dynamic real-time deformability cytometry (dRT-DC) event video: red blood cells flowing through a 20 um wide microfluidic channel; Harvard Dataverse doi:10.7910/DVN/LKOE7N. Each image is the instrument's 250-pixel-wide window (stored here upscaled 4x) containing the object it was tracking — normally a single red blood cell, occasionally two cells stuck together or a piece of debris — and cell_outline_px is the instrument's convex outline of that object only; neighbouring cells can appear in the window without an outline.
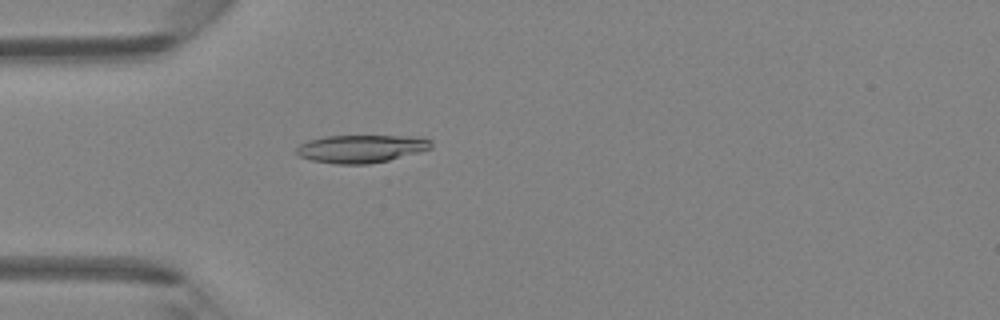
{"species": "Egyptian fruit bat (a non-hibernating species)", "species_latin": "Rousettus aegyptiacus", "temperature_condition": "room temperature", "stored_images_in_passage": 47, "camera_frame_rate_fps": 3000, "um_per_image_px": 0.085, "animal": {"sex": "female"}, "frame": {"image": 1, "passage_image": 14, "time_ms": 4.333, "image_size_px": [1000, 320], "cell_outline_px": [[432, 148], [420, 152], [388, 160], [368, 164], [336, 164], [312, 160], [300, 156], [296, 152], [296, 148], [300, 144], [308, 140], [324, 136], [412, 136], [432, 140]], "centroid_in_image_um": [30.7, 12.63], "position_along_channel_um": 54.3, "area_um2": 21.85}}
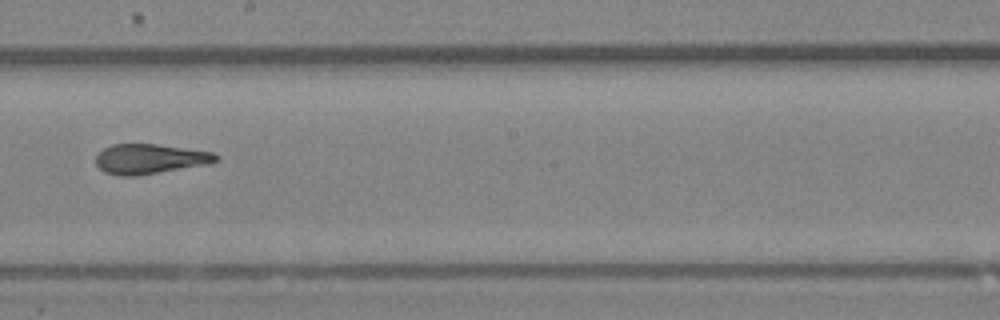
{"frame": {"image": 2, "passage_image": 27, "time_ms": 8.667, "image_size_px": [1000, 320], "cell_outline_px": [[220, 160], [208, 164], [136, 176], [120, 176], [104, 172], [96, 164], [96, 156], [104, 148], [112, 144], [156, 144], [212, 152], [220, 156]], "centroid_in_image_um": [12.74, 13.51], "position_along_channel_um": 235.5, "area_um2": 20.87}}
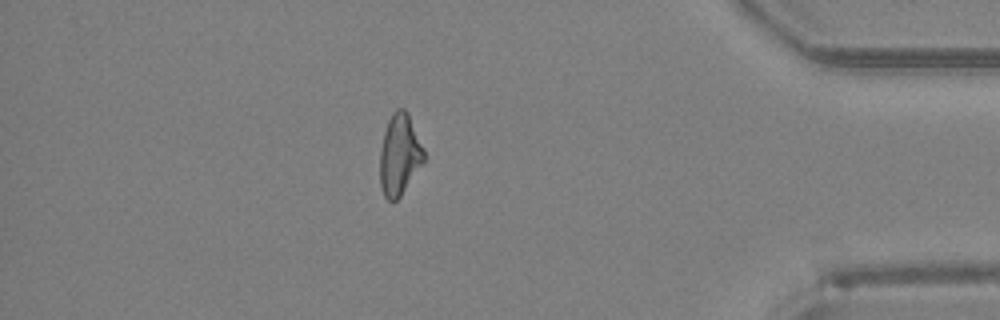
{"frame": {"image": 3, "passage_image": 41, "time_ms": 13.333, "image_size_px": [1000, 320], "cell_outline_px": [[424, 160], [400, 196], [396, 200], [388, 200], [384, 196], [380, 184], [380, 152], [384, 132], [388, 120], [392, 112], [396, 108], [404, 108], [408, 112], [424, 148]], "centroid_in_image_um": [33.95, 13.11], "position_along_channel_um": 401.2, "area_um2": 20.63}, "authors_computed_cell_mechanics": {"area_um2": 21.386, "velocity_mm_per_s": 4.3675, "shape_relaxation_time_tau1_ms": null, "shape_relaxation_time_tau2_ms": 1.9409, "deformation_change_tau1": null, "deformation_change_tau2": 0.085}}